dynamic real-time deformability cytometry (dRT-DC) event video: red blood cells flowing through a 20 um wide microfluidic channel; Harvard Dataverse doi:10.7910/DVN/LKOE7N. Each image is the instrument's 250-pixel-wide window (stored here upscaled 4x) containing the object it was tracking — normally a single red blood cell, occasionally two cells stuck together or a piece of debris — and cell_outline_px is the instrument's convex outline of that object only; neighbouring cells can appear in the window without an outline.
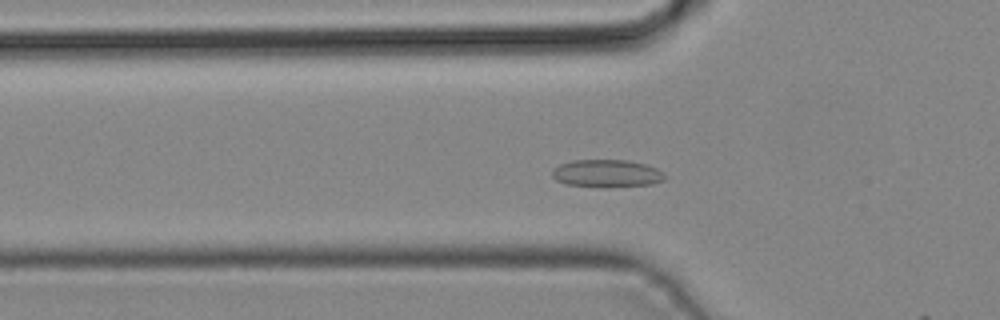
{"species": "common noctule bat (a hibernating species)", "species_latin": "Nyctalus noctula", "temperature_condition": "cold", "stored_images_in_passage": 14, "camera_frame_rate_fps": 3000, "um_per_image_px": 0.085, "animal": {"sex": "male", "body_mass_g": 19.2, "forearm_length_mm": 51.8}, "frame": {"image": 1, "passage_image": 13, "time_ms": 4.0, "image_size_px": [1000, 320], "cell_outline_px": [[668, 176], [664, 180], [652, 184], [608, 188], [600, 188], [564, 184], [556, 180], [552, 176], [552, 168], [560, 164], [572, 160], [628, 160], [644, 164], [656, 168]], "centroid_in_image_um": [51.56, 14.76], "position_along_channel_um": 74.2, "area_um2": 18.55}}